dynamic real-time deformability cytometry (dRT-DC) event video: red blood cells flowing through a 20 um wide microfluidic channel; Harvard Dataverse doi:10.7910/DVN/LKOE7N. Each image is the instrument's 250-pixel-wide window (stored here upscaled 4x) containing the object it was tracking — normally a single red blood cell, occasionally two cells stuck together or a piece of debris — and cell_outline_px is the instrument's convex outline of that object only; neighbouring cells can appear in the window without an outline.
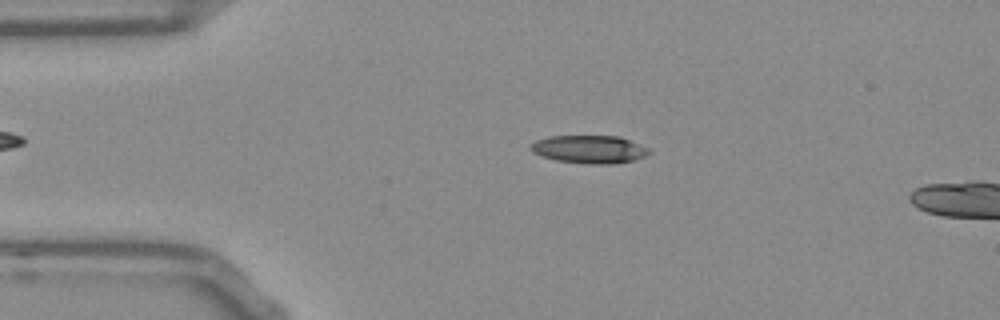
{"species": "Egyptian fruit bat (a non-hibernating species)", "species_latin": "Rousettus aegyptiacus", "temperature_condition": "room temperature", "stored_images_in_passage": 13, "camera_frame_rate_fps": 3000, "um_per_image_px": 0.085, "frame": {"image": 1, "passage_image": 10, "time_ms": 3.0, "image_size_px": [1000, 320], "cell_outline_px": [[652, 152], [644, 156], [632, 160], [612, 164], [588, 164], [556, 160], [532, 152], [528, 148], [528, 144], [536, 140], [548, 136], [620, 136], [648, 148]], "centroid_in_image_um": [50.05, 12.68], "position_along_channel_um": 34.9, "area_um2": 19.31}}